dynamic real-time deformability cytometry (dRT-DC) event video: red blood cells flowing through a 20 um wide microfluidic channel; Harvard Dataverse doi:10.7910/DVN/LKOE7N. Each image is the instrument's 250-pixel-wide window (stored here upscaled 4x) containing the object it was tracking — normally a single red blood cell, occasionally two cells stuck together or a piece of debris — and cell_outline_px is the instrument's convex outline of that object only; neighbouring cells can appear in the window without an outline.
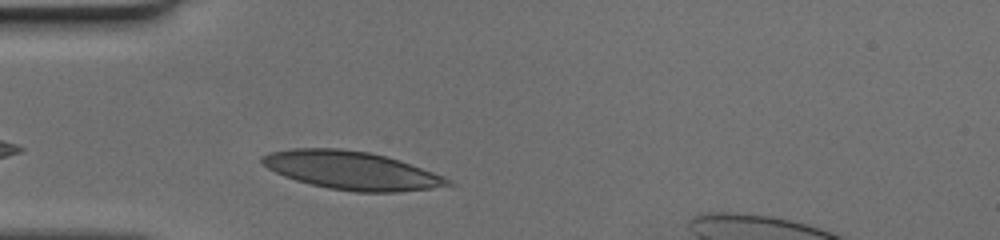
{"species": "human", "species_latin": "Homo sapiens", "temperature_condition": "cold", "stored_images_in_passage": 27, "camera_frame_rate_fps": 3000, "um_per_image_px": 0.085, "donor": {"sex": "female"}, "frame": {"image": 1, "passage_image": 2, "time_ms": 0.333, "image_size_px": [1000, 240], "cell_outline_px": [[456, 184], [432, 188], [396, 192], [356, 192], [328, 188], [296, 180], [284, 176], [260, 164], [260, 156], [268, 152], [296, 148], [340, 148], [368, 152], [400, 160], [444, 176], [452, 180]], "centroid_in_image_um": [29.87, 14.48], "position_along_channel_um": 55.1, "area_um2": 41.38}}
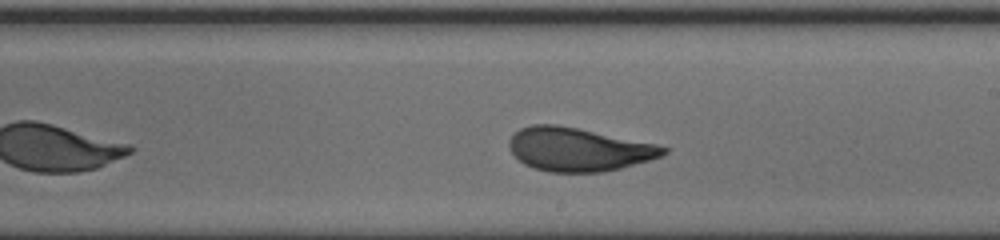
{"frame": {"image": 2, "passage_image": 16, "time_ms": 5.0, "image_size_px": [1000, 240], "cell_outline_px": [[668, 152], [660, 156], [648, 160], [620, 168], [604, 172], [548, 172], [532, 168], [524, 164], [512, 152], [508, 144], [508, 140], [520, 128], [532, 124], [556, 124], [656, 144], [668, 148]], "centroid_in_image_um": [49.13, 12.7], "position_along_channel_um": 239.9, "area_um2": 38.73}}
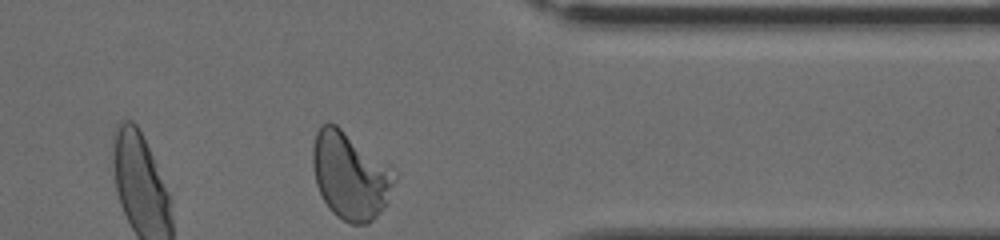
{"frame": {"image": 3, "passage_image": 27, "time_ms": 8.667, "image_size_px": [1000, 240], "cell_outline_px": [[396, 180], [388, 204], [368, 224], [348, 224], [336, 216], [328, 208], [316, 184], [312, 168], [312, 148], [316, 132], [320, 124], [328, 120], [336, 124], [388, 164], [396, 176]], "centroid_in_image_um": [29.76, 14.93], "position_along_channel_um": 381.6, "area_um2": 42.02}}